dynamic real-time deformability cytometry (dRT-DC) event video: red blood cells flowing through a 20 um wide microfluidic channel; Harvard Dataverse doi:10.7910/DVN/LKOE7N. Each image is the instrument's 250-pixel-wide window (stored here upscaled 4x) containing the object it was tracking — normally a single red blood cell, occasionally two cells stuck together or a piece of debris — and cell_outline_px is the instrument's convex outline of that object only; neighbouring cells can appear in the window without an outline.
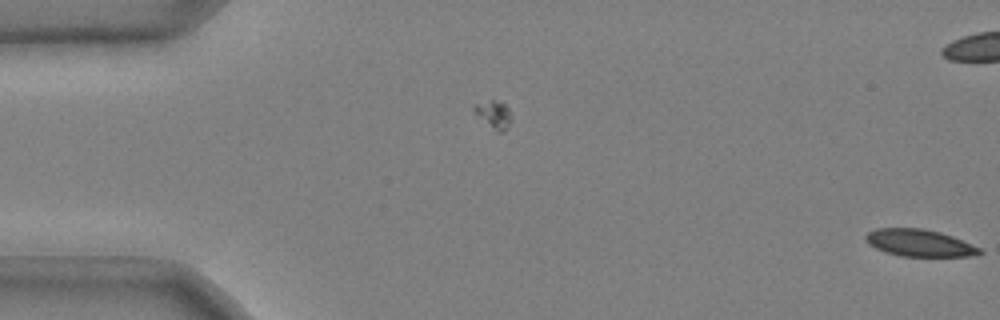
{"species": "common noctule bat (a hibernating species)", "species_latin": "Nyctalus noctula", "temperature_condition": "cold", "stored_images_in_passage": 14, "camera_frame_rate_fps": 3000, "um_per_image_px": 0.085, "animal": {"sex": "male", "body_mass_g": 20.4}, "frame": {"image": 1, "passage_image": 14, "time_ms": 4.333, "image_size_px": [1000, 320], "cell_outline_px": [[984, 252], [968, 256], [900, 256], [884, 252], [868, 244], [864, 236], [868, 232], [876, 228], [920, 228], [940, 232], [952, 236], [980, 248]], "centroid_in_image_um": [78.1, 20.64], "position_along_channel_um": 6.9, "area_um2": 17.86}}